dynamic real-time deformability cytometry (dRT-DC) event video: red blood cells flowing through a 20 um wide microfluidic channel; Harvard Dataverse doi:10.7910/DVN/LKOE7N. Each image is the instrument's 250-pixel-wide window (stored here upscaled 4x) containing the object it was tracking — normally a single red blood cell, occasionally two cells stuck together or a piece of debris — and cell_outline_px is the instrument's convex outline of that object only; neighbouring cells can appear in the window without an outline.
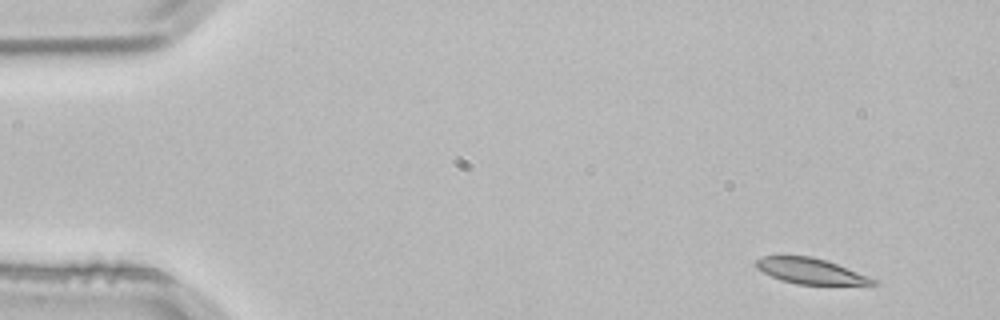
{"species": "common noctule bat (a hibernating species)", "species_latin": "Nyctalus noctula", "temperature_condition": "room temperature", "stored_images_in_passage": 3, "camera_frame_rate_fps": 3000, "um_per_image_px": 0.085, "animal": {"sex": "male", "body_mass_g": 21.5, "forearm_length_mm": 52.0}, "frame": {"image": 1, "passage_image": 1, "time_ms": 0.0, "image_size_px": [1000, 320], "cell_outline_px": [[880, 284], [796, 284], [780, 280], [756, 268], [752, 264], [760, 256], [812, 256], [828, 260], [868, 276], [876, 280]], "centroid_in_image_um": [68.85, 23.02], "position_along_channel_um": 16.2, "area_um2": 17.46}}
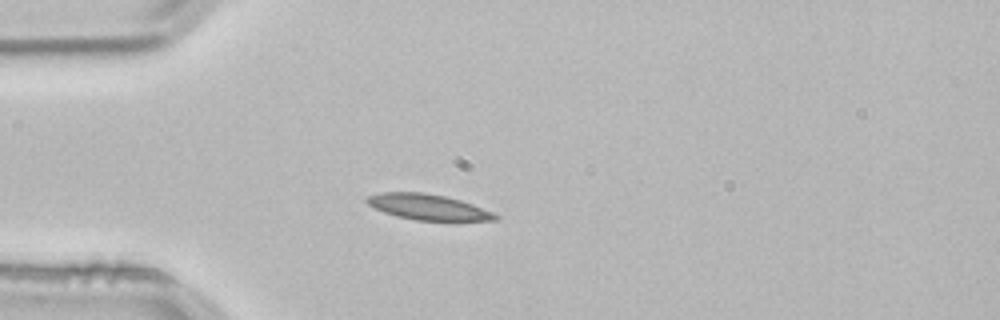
{"frame": {"image": 2, "passage_image": 3, "time_ms": 0.667, "image_size_px": [1000, 320], "cell_outline_px": [[500, 216], [496, 220], [416, 220], [396, 216], [384, 212], [368, 204], [364, 200], [368, 196], [384, 192], [424, 192], [444, 196], [460, 200], [472, 204], [492, 212]], "centroid_in_image_um": [36.36, 17.59], "position_along_channel_um": 48.6, "area_um2": 18.9}}